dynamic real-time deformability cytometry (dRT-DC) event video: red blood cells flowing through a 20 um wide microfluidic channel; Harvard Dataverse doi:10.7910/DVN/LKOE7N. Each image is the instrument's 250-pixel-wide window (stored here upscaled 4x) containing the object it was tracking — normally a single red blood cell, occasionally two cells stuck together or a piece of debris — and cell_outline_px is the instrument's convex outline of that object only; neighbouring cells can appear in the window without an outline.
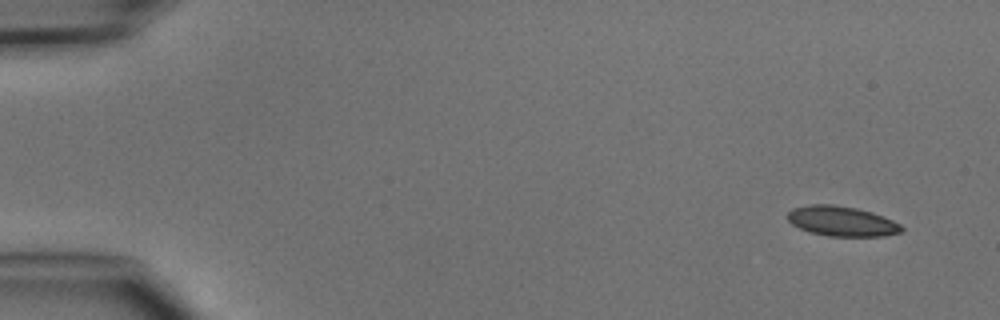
{"species": "common noctule bat (a hibernating species)", "species_latin": "Nyctalus noctula", "temperature_condition": "cold", "stored_images_in_passage": 5, "camera_frame_rate_fps": 3000, "um_per_image_px": 0.085, "animal": {"sex": "male", "body_mass_g": 15.6}, "frame": {"image": 1, "passage_image": 1, "time_ms": 0.0, "image_size_px": [1000, 320], "cell_outline_px": [[904, 228], [900, 232], [884, 236], [828, 236], [812, 232], [800, 228], [792, 224], [788, 220], [788, 212], [792, 208], [808, 204], [832, 204], [856, 208], [872, 212], [884, 216], [900, 224]], "centroid_in_image_um": [71.55, 18.79], "position_along_channel_um": 13.5, "area_um2": 19.88}}